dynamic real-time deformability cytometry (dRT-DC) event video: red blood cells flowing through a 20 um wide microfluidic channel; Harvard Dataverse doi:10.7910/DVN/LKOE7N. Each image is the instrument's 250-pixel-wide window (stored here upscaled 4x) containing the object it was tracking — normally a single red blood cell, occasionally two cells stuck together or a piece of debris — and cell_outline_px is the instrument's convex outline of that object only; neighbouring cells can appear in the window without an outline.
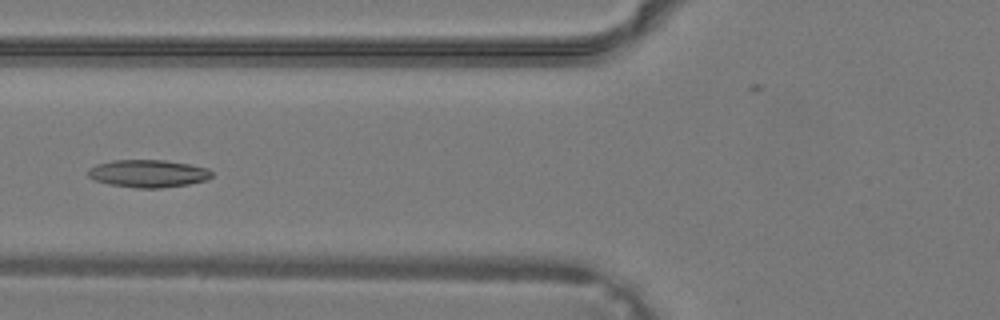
{"species": "common noctule bat (a hibernating species)", "species_latin": "Nyctalus noctula", "temperature_condition": "warm", "stored_images_in_passage": 39, "camera_frame_rate_fps": 3000, "um_per_image_px": 0.085, "animal": {"sex": "male", "body_mass_g": 19.2, "forearm_length_mm": 51.8}, "frame": {"image": 1, "passage_image": 16, "time_ms": 5.0, "image_size_px": [1000, 320], "cell_outline_px": [[212, 176], [208, 180], [188, 184], [160, 188], [136, 188], [108, 184], [96, 180], [88, 176], [88, 168], [96, 164], [112, 160], [164, 160], [188, 164], [208, 168], [212, 172]], "centroid_in_image_um": [12.59, 14.75], "position_along_channel_um": 113.2, "area_um2": 19.94}}
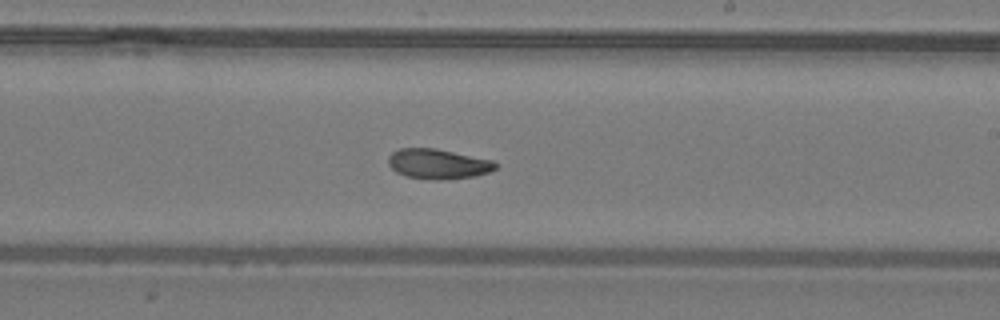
{"frame": {"image": 2, "passage_image": 24, "time_ms": 7.667, "image_size_px": [1000, 320], "cell_outline_px": [[496, 168], [488, 172], [476, 176], [440, 180], [436, 180], [408, 176], [396, 172], [388, 164], [388, 156], [392, 152], [400, 148], [436, 148], [492, 160], [496, 164]], "centroid_in_image_um": [37.21, 13.92], "position_along_channel_um": 251.8, "area_um2": 18.61}}
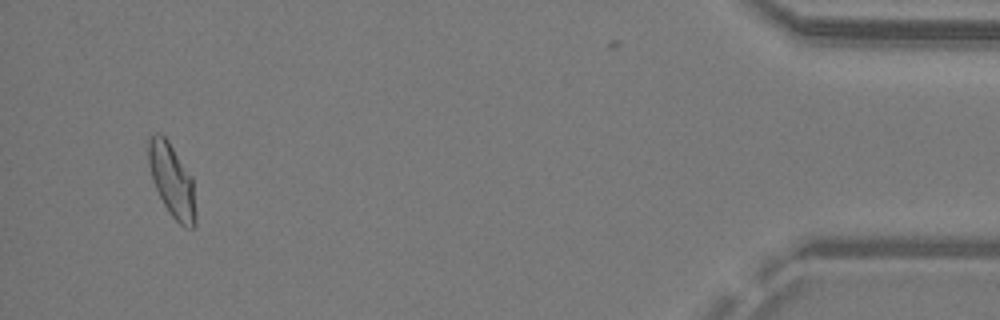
{"frame": {"image": 3, "passage_image": 38, "time_ms": 12.333, "image_size_px": [1000, 320], "cell_outline_px": [[196, 224], [192, 228], [184, 228], [168, 212], [152, 180], [148, 164], [148, 136], [156, 132], [160, 132], [168, 140], [192, 176], [196, 212]], "centroid_in_image_um": [14.61, 15.32], "position_along_channel_um": 420.6, "area_um2": 20.35}}